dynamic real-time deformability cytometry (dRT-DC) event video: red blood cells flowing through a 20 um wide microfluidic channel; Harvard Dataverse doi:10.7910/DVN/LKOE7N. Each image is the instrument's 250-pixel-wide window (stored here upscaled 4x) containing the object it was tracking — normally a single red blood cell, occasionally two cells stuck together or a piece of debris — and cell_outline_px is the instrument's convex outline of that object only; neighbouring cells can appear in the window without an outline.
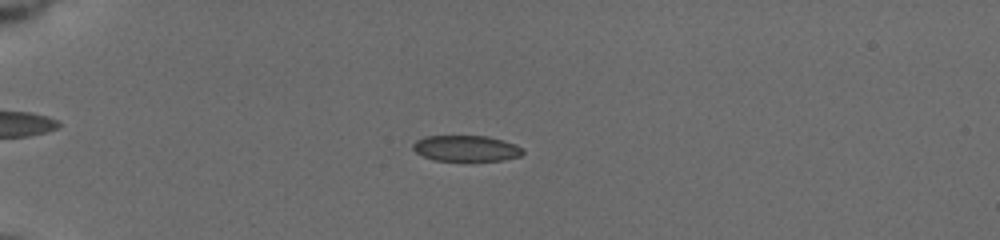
{"species": "common noctule bat (a hibernating species)", "species_latin": "Nyctalus noctula", "temperature_condition": "cold", "stored_images_in_passage": 49, "camera_frame_rate_fps": 3000, "um_per_image_px": 0.085, "animal": {"sex": "female", "body_mass_g": 19.5, "forearm_length_mm": 54.1}, "frame": {"image": 1, "passage_image": 9, "time_ms": 2.667, "image_size_px": [1000, 240], "cell_outline_px": [[524, 152], [520, 156], [504, 160], [436, 160], [424, 156], [416, 152], [412, 148], [412, 144], [416, 140], [424, 136], [488, 136], [516, 144], [524, 148]], "centroid_in_image_um": [39.64, 12.6], "position_along_channel_um": 45.4, "area_um2": 16.53}}
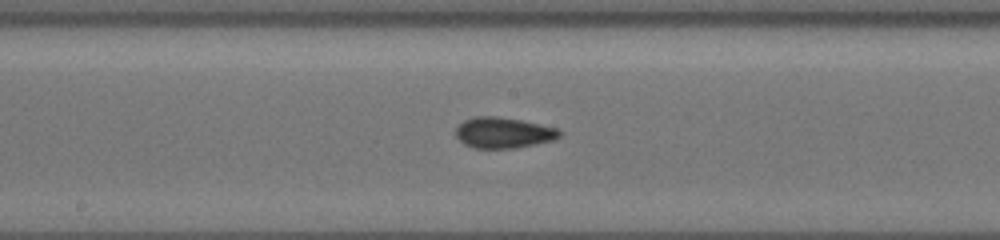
{"frame": {"image": 2, "passage_image": 25, "time_ms": 8.0, "image_size_px": [1000, 240], "cell_outline_px": [[560, 136], [552, 140], [536, 144], [516, 148], [472, 148], [464, 144], [456, 136], [456, 128], [464, 120], [476, 116], [496, 116], [520, 120], [556, 128], [560, 132]], "centroid_in_image_um": [42.75, 11.29], "position_along_channel_um": 205.4, "area_um2": 18.44}}
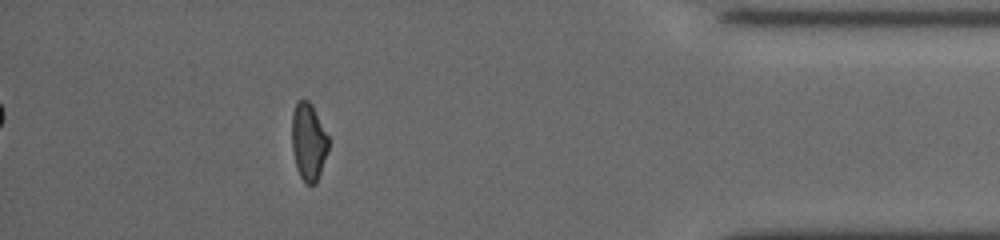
{"frame": {"image": 3, "passage_image": 44, "time_ms": 14.333, "image_size_px": [1000, 240], "cell_outline_px": [[328, 148], [316, 184], [304, 184], [296, 168], [292, 148], [292, 112], [296, 100], [308, 100], [312, 104], [328, 136]], "centroid_in_image_um": [26.2, 12.03], "position_along_channel_um": 409.0, "area_um2": 16.53}, "authors_computed_cell_mechanics": {"area_um2": 17.34, "velocity_mm_per_s": 3.7728, "shape_relaxation_time_tau1_ms": 8.3691, "shape_relaxation_time_tau2_ms": 1.8486, "deformation_change_tau1": 0.148, "deformation_change_tau2": 0.0523}}